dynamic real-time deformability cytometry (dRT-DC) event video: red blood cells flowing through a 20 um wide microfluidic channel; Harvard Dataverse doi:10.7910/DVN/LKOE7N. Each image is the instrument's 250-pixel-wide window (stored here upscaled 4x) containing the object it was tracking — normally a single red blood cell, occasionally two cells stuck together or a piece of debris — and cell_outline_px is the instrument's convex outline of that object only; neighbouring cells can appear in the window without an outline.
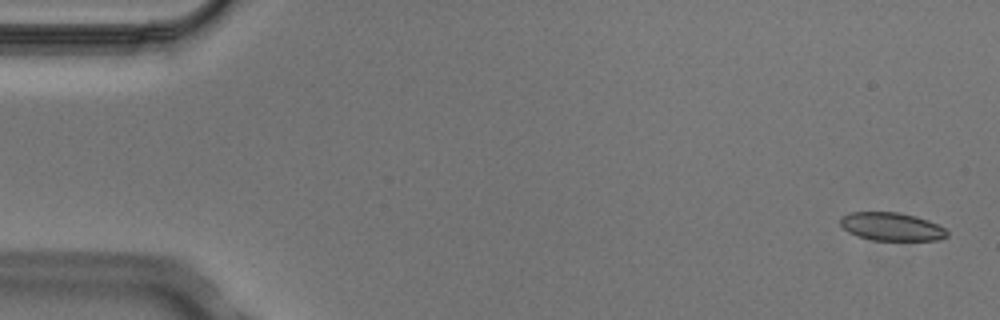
{"species": "Egyptian fruit bat (a non-hibernating species)", "species_latin": "Rousettus aegyptiacus", "temperature_condition": "cold", "stored_images_in_passage": 7, "camera_frame_rate_fps": 3000, "um_per_image_px": 0.085, "animal": {"sex": "male"}, "frame": {"image": 1, "passage_image": 1, "time_ms": 0.0, "image_size_px": [1000, 320], "cell_outline_px": [[948, 236], [940, 240], [872, 240], [848, 232], [840, 224], [840, 216], [852, 212], [900, 212], [916, 216], [928, 220], [944, 228], [948, 232]], "centroid_in_image_um": [75.79, 19.26], "position_along_channel_um": 9.2, "area_um2": 17.51}}
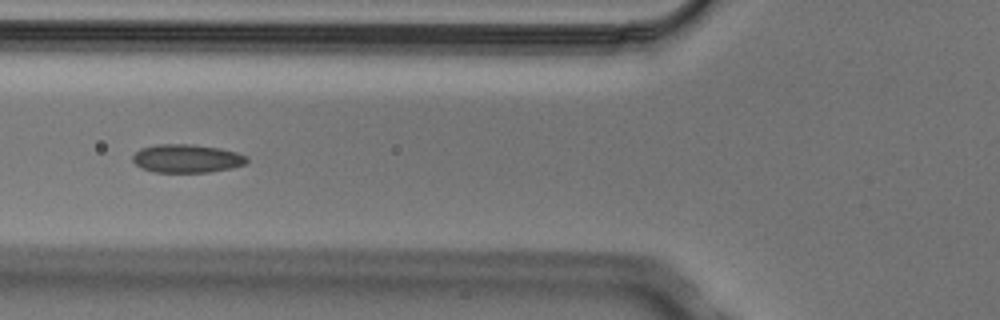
{"frame": {"image": 2, "passage_image": 5, "time_ms": 1.333, "image_size_px": [1000, 320], "cell_outline_px": [[248, 160], [244, 164], [232, 168], [208, 172], [156, 172], [144, 168], [136, 164], [132, 160], [132, 156], [140, 148], [156, 144], [192, 144], [220, 148], [236, 152], [248, 156]], "centroid_in_image_um": [15.89, 13.46], "position_along_channel_um": 109.9, "area_um2": 18.84}}
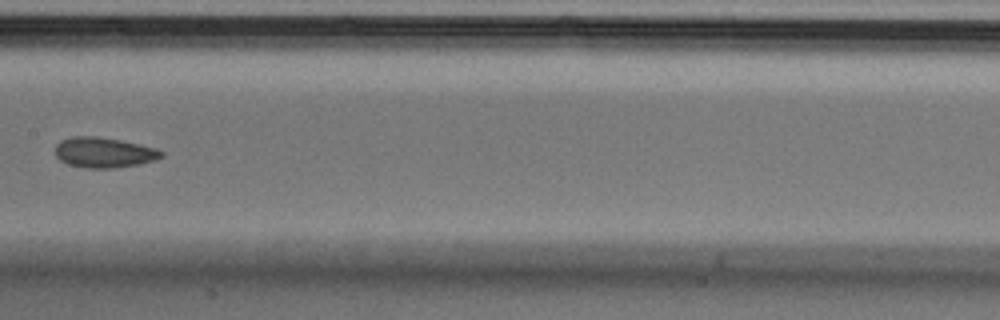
{"frame": {"image": 3, "passage_image": 7, "time_ms": 2.0, "image_size_px": [1000, 320], "cell_outline_px": [[164, 156], [156, 160], [140, 164], [112, 168], [84, 168], [68, 164], [60, 160], [56, 156], [56, 144], [60, 140], [72, 136], [96, 136], [120, 140], [140, 144], [156, 148], [164, 152]], "centroid_in_image_um": [8.85, 12.96], "position_along_channel_um": 198.6, "area_um2": 18.9}}